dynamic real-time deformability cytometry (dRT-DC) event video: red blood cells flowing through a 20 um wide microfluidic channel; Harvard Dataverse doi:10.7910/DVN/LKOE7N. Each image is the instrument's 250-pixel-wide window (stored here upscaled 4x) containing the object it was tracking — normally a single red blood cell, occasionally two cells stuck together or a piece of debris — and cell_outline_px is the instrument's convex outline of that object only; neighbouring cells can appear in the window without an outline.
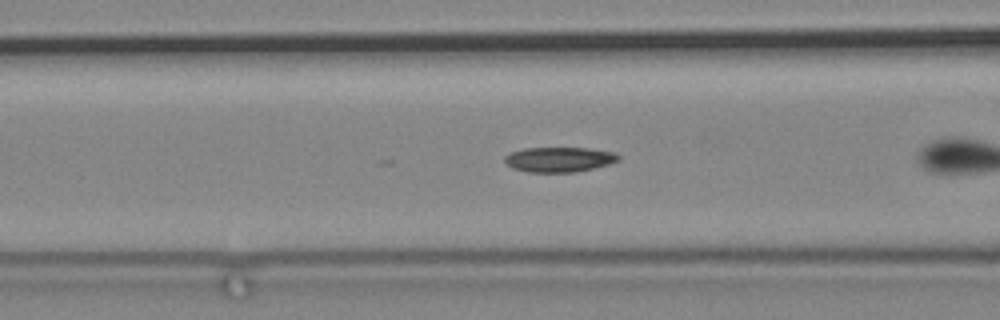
{"species": "common noctule bat (a hibernating species)", "species_latin": "Nyctalus noctula", "temperature_condition": "cold", "stored_images_in_passage": 18, "camera_frame_rate_fps": 3000, "um_per_image_px": 0.085, "animal": {"sex": "male", "body_mass_g": 19.2, "forearm_length_mm": 51.8}, "frame": {"image": 1, "passage_image": 8, "time_ms": 2.333, "image_size_px": [1000, 320], "cell_outline_px": [[620, 160], [608, 164], [576, 172], [528, 172], [512, 168], [504, 160], [504, 156], [508, 152], [524, 148], [588, 148], [616, 152], [620, 156]], "centroid_in_image_um": [47.52, 13.54], "position_along_channel_um": 119.1, "area_um2": 16.65}}
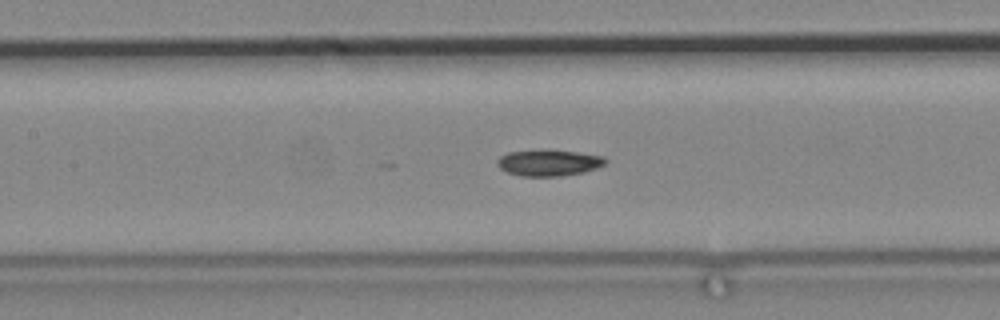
{"frame": {"image": 2, "passage_image": 12, "time_ms": 3.667, "image_size_px": [1000, 320], "cell_outline_px": [[608, 160], [604, 164], [596, 168], [584, 172], [560, 176], [524, 176], [508, 172], [500, 168], [496, 164], [496, 160], [500, 156], [508, 152], [576, 152], [604, 156]], "centroid_in_image_um": [46.66, 13.87], "position_along_channel_um": 160.7, "area_um2": 15.84}}
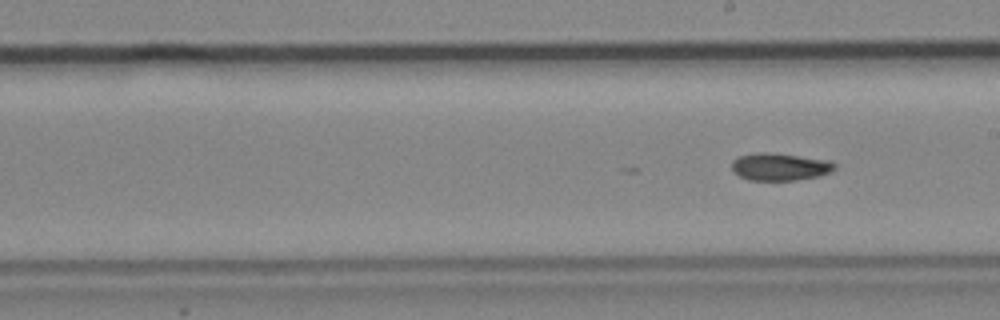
{"frame": {"image": 3, "passage_image": 18, "time_ms": 5.667, "image_size_px": [1000, 320], "cell_outline_px": [[836, 168], [832, 172], [820, 176], [796, 180], [748, 180], [732, 172], [732, 160], [740, 156], [756, 152], [772, 152], [832, 160], [836, 164]], "centroid_in_image_um": [66.33, 14.17], "position_along_channel_um": 222.7, "area_um2": 16.82}}